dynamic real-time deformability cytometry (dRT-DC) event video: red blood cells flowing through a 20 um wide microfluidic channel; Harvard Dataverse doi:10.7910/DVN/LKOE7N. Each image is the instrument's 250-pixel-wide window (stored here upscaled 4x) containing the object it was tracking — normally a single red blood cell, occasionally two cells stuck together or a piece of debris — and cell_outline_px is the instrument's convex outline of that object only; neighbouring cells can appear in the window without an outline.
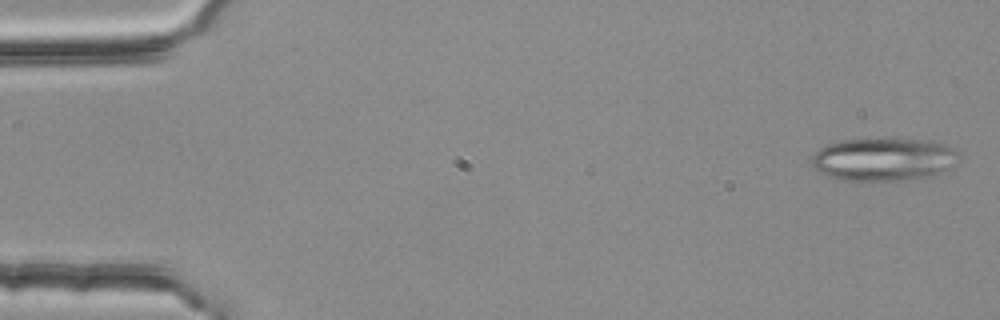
{"species": "common noctule bat (a hibernating species)", "species_latin": "Nyctalus noctula", "temperature_condition": "room temperature", "stored_images_in_passage": 4, "camera_frame_rate_fps": 3000, "um_per_image_px": 0.085, "animal": {"sex": "female", "body_mass_g": 25.1}, "frame": {"image": 1, "passage_image": 1, "time_ms": 0.0, "image_size_px": [1000, 320], "cell_outline_px": [[956, 152], [948, 168], [932, 176], [912, 180], [840, 180], [828, 176], [812, 168], [812, 156], [820, 148], [836, 140], [924, 140], [940, 144], [952, 148]], "centroid_in_image_um": [74.99, 13.57], "position_along_channel_um": 10.0, "area_um2": 35.95}}